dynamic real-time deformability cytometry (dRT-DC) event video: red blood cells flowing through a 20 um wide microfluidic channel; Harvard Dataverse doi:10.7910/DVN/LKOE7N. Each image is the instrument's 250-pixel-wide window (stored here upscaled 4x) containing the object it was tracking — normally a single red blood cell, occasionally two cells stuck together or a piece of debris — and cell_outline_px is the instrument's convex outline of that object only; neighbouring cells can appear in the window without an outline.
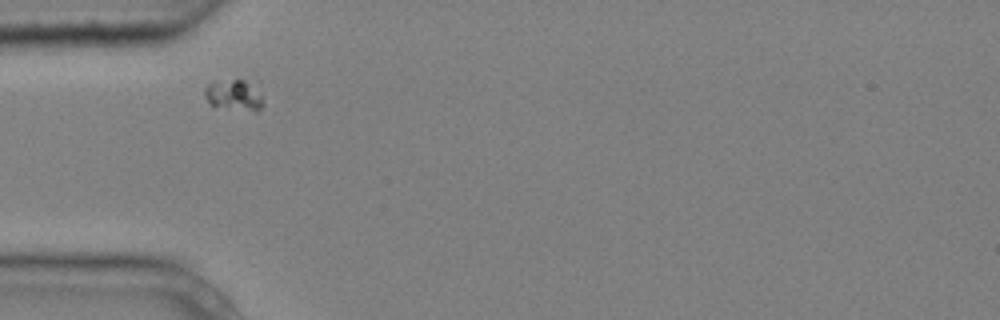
{"species": "common noctule bat (a hibernating species)", "species_latin": "Nyctalus noctula", "temperature_condition": "cold", "stored_images_in_passage": 2, "camera_frame_rate_fps": 3000, "um_per_image_px": 0.085, "animal": {"sex": "male", "body_mass_g": 20.4}, "frame": {"image": 1, "passage_image": 1, "time_ms": 0.0, "image_size_px": [1000, 320], "cell_outline_px": [[264, 104], [256, 112], [212, 108], [204, 96], [204, 88], [208, 84], [252, 68]], "centroid_in_image_um": [20.0, 7.9], "position_along_channel_um": 65.0, "area_um2": 13.01}}
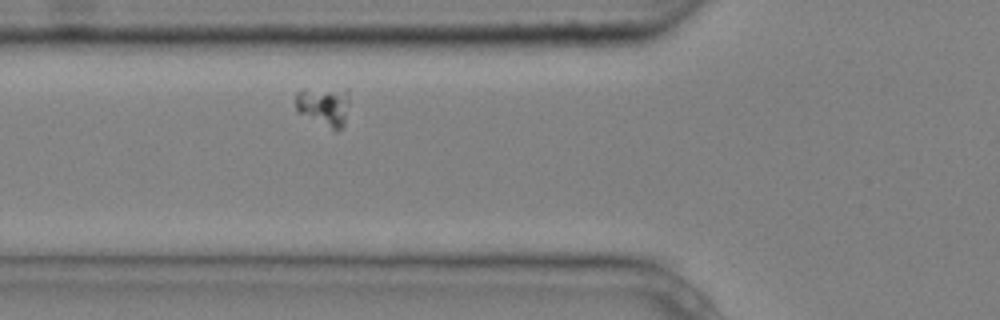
{"frame": {"image": 2, "passage_image": 2, "time_ms": 0.333, "image_size_px": [1000, 320], "cell_outline_px": [[348, 104], [344, 124], [336, 132], [296, 112], [296, 92], [344, 88], [348, 88]], "centroid_in_image_um": [27.55, 9.07], "position_along_channel_um": 98.2, "area_um2": 12.2}}